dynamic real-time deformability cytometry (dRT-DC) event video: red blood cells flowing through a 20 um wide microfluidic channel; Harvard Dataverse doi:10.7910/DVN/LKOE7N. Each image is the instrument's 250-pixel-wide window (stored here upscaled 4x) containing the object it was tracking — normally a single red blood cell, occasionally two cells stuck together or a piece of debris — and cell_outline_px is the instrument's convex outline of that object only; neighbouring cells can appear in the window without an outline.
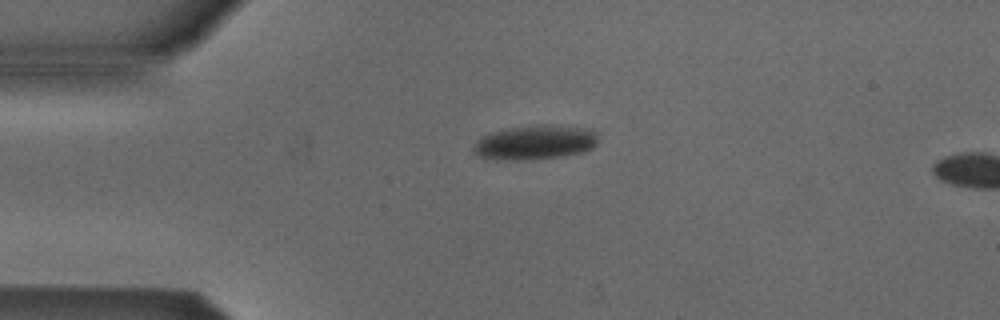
{"species": "Egyptian fruit bat (a non-hibernating species)", "species_latin": "Rousettus aegyptiacus", "temperature_condition": "cold", "stored_images_in_passage": 3, "camera_frame_rate_fps": 3000, "um_per_image_px": 0.085, "animal": {"sex": "male"}, "frame": {"image": 1, "passage_image": 1, "time_ms": 0.0, "image_size_px": [1000, 320], "cell_outline_px": [[596, 144], [592, 148], [580, 152], [560, 156], [532, 160], [500, 160], [480, 156], [476, 152], [476, 144], [484, 136], [508, 128], [580, 128], [592, 132], [596, 136]], "centroid_in_image_um": [45.45, 12.18], "position_along_channel_um": 39.5, "area_um2": 23.0}}